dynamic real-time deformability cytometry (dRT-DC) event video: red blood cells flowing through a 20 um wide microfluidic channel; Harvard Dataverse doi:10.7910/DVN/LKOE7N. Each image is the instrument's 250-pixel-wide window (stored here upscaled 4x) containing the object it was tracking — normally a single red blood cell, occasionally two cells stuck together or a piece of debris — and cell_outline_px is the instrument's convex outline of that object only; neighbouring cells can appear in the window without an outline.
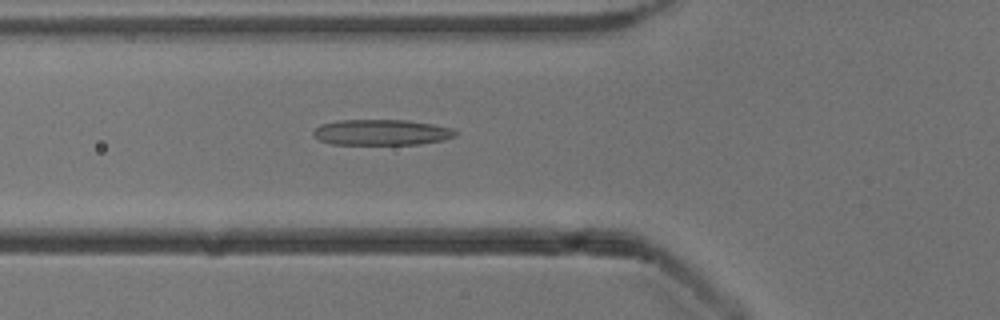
{"species": "common noctule bat (a hibernating species)", "species_latin": "Nyctalus noctula", "temperature_condition": "cold", "stored_images_in_passage": 52, "camera_frame_rate_fps": 3000, "um_per_image_px": 0.085, "animal": {"sex": "male", "body_mass_g": 13.3}, "frame": {"image": 1, "passage_image": 19, "time_ms": 6.0, "image_size_px": [1000, 320], "cell_outline_px": [[456, 136], [444, 140], [420, 144], [332, 144], [320, 140], [312, 132], [320, 124], [340, 120], [408, 120], [432, 124], [452, 128], [456, 132]], "centroid_in_image_um": [32.45, 11.25], "position_along_channel_um": 93.4, "area_um2": 21.21}}
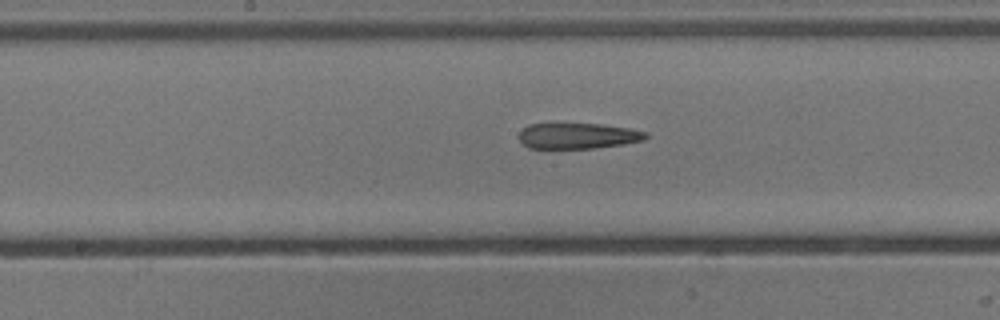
{"frame": {"image": 2, "passage_image": 27, "time_ms": 8.667, "image_size_px": [1000, 320], "cell_outline_px": [[648, 136], [644, 140], [624, 144], [592, 148], [528, 148], [520, 140], [520, 132], [528, 124], [600, 124], [628, 128], [648, 132]], "centroid_in_image_um": [49.15, 11.55], "position_along_channel_um": 199.1, "area_um2": 18.84}}
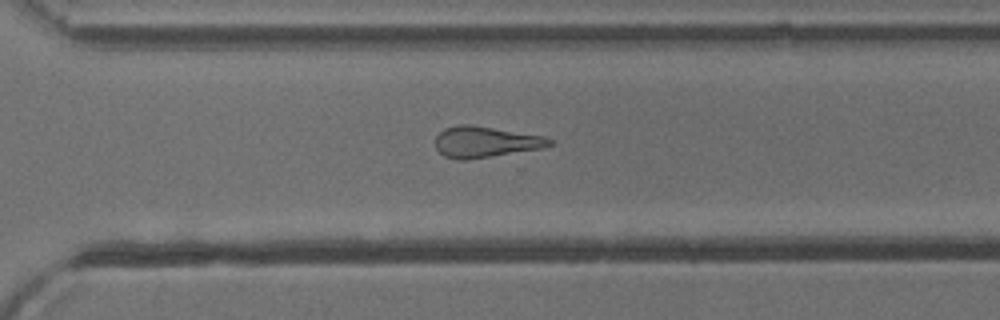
{"frame": {"image": 3, "passage_image": 37, "time_ms": 12.0, "image_size_px": [1000, 320], "cell_outline_px": [[556, 144], [540, 148], [468, 160], [460, 160], [444, 156], [436, 148], [436, 136], [444, 128], [460, 124], [472, 124], [544, 136], [552, 140]], "centroid_in_image_um": [41.25, 12.05], "position_along_channel_um": 329.3, "area_um2": 20.63}, "authors_computed_cell_mechanics": {"area_um2": 21.5305, "velocity_mm_per_s": 3.9194, "shape_relaxation_time_tau1_ms": null, "shape_relaxation_time_tau2_ms": 5.1224, "deformation_change_tau1": null, "deformation_change_tau2": 0.1954}}